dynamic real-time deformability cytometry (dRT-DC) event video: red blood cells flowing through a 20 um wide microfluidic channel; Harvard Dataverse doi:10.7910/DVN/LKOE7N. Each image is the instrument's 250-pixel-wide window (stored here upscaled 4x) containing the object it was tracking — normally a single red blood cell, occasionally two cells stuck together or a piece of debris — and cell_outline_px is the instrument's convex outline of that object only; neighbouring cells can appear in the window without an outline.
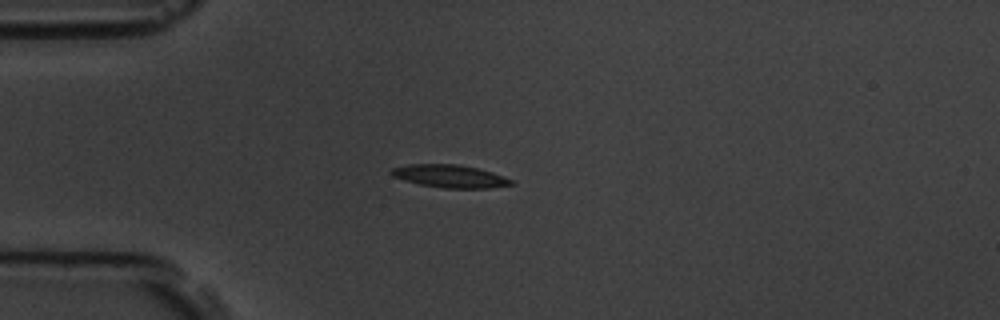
{"species": "common noctule bat (a hibernating species)", "species_latin": "Nyctalus noctula", "temperature_condition": "room temperature", "stored_images_in_passage": 3, "camera_frame_rate_fps": 3000, "um_per_image_px": 0.085, "animal": {"sex": "male", "body_mass_g": 19.5, "forearm_length_mm": 54.6}, "frame": {"image": 1, "passage_image": 3, "time_ms": 3.0, "image_size_px": [1000, 320], "cell_outline_px": [[516, 184], [488, 188], [444, 188], [420, 184], [404, 180], [392, 176], [388, 172], [392, 168], [408, 164], [456, 164], [476, 168], [492, 172], [504, 176], [512, 180]], "centroid_in_image_um": [38.23, 14.97], "position_along_channel_um": 46.8, "area_um2": 15.9}}